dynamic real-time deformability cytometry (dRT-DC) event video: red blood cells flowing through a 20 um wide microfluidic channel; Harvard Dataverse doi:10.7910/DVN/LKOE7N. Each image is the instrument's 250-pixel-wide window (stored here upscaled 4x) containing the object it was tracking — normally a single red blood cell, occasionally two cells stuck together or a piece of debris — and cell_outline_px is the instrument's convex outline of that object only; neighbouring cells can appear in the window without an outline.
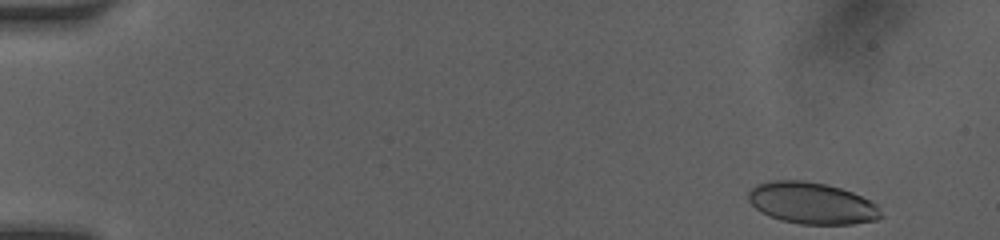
{"species": "human", "species_latin": "Homo sapiens", "temperature_condition": "room temperature", "stored_images_in_passage": 6, "camera_frame_rate_fps": 3000, "um_per_image_px": 0.085, "donor": {"sex": "female"}, "frame": {"image": 1, "passage_image": 1, "time_ms": 0.0, "image_size_px": [1000, 240], "cell_outline_px": [[884, 216], [876, 220], [852, 224], [800, 224], [780, 220], [760, 212], [748, 200], [748, 192], [756, 184], [772, 180], [804, 180], [824, 184], [840, 188], [852, 192], [876, 204]], "centroid_in_image_um": [68.99, 17.27], "position_along_channel_um": 16.0, "area_um2": 32.14}}
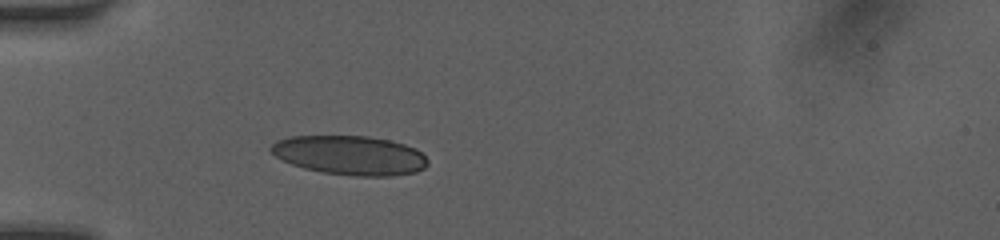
{"frame": {"image": 2, "passage_image": 6, "time_ms": 4.0, "image_size_px": [1000, 240], "cell_outline_px": [[428, 164], [424, 168], [416, 172], [392, 176], [352, 176], [324, 172], [304, 168], [292, 164], [276, 156], [268, 148], [276, 140], [288, 136], [368, 136], [388, 140], [404, 144], [416, 148], [428, 160]], "centroid_in_image_um": [29.75, 13.19], "position_along_channel_um": 55.3, "area_um2": 35.84}}